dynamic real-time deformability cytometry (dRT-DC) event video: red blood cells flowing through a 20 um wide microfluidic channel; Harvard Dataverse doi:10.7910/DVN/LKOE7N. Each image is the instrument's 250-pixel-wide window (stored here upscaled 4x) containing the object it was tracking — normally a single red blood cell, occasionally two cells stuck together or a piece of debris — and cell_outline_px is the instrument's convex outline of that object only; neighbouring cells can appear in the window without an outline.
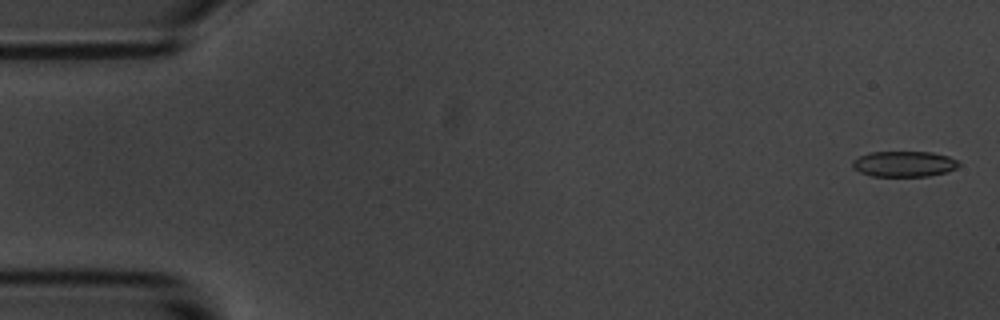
{"species": "common noctule bat (a hibernating species)", "species_latin": "Nyctalus noctula", "temperature_condition": "room temperature", "stored_images_in_passage": 57, "camera_frame_rate_fps": 3000, "um_per_image_px": 0.085, "animal": {"sex": "male", "body_mass_g": 20.1, "forearm_length_mm": 53.5}, "frame": {"image": 1, "passage_image": 2, "time_ms": 0.333, "image_size_px": [1000, 320], "cell_outline_px": [[960, 164], [956, 168], [944, 172], [928, 176], [872, 176], [860, 172], [852, 168], [852, 160], [868, 152], [932, 152], [948, 156], [956, 160]], "centroid_in_image_um": [76.8, 13.93], "position_along_channel_um": 8.2, "area_um2": 15.84}}
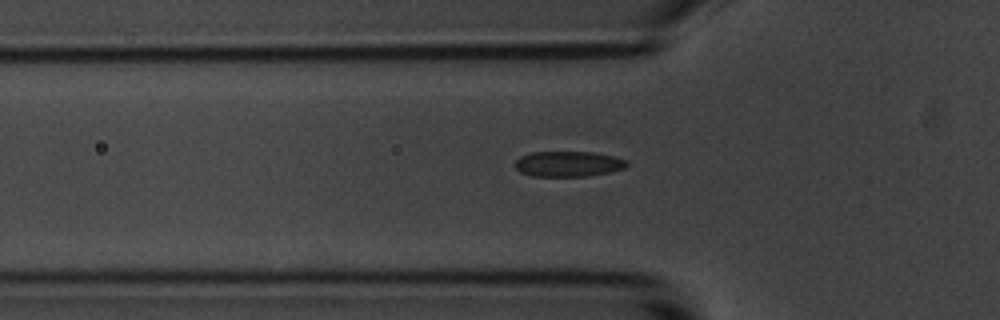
{"frame": {"image": 2, "passage_image": 19, "time_ms": 6.0, "image_size_px": [1000, 320], "cell_outline_px": [[628, 164], [624, 168], [608, 172], [588, 176], [532, 176], [520, 172], [516, 168], [516, 160], [520, 156], [532, 152], [592, 152], [612, 156], [628, 160]], "centroid_in_image_um": [48.29, 13.93], "position_along_channel_um": 77.5, "area_um2": 16.47}}
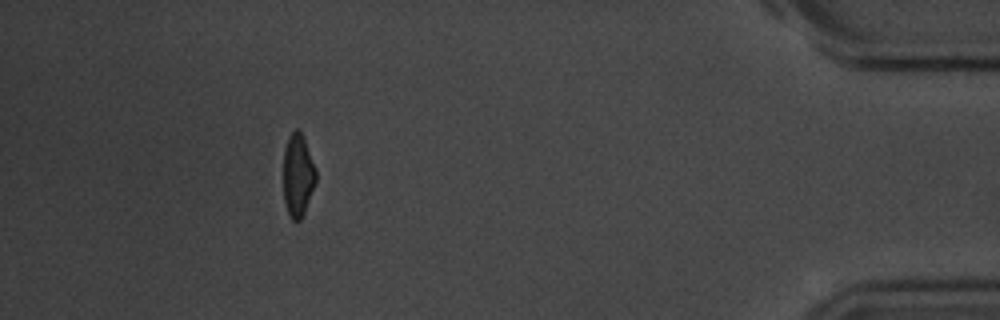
{"frame": {"image": 3, "passage_image": 52, "time_ms": 17.0, "image_size_px": [1000, 320], "cell_outline_px": [[316, 180], [304, 212], [300, 220], [292, 220], [288, 212], [284, 200], [284, 148], [288, 136], [296, 128], [304, 136], [316, 168]], "centroid_in_image_um": [25.32, 14.84], "position_along_channel_um": 409.9, "area_um2": 15.61}, "authors_computed_cell_mechanics": {"area_um2": 16.762, "velocity_mm_per_s": 3.5354, "shape_relaxation_time_tau1_ms": 3.3891, "shape_relaxation_time_tau2_ms": 1.5353, "deformation_change_tau1": 0.1157, "deformation_change_tau2": 0.0693}}